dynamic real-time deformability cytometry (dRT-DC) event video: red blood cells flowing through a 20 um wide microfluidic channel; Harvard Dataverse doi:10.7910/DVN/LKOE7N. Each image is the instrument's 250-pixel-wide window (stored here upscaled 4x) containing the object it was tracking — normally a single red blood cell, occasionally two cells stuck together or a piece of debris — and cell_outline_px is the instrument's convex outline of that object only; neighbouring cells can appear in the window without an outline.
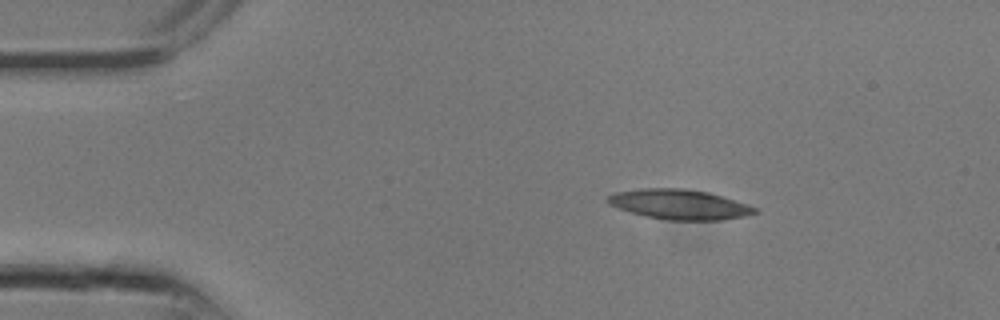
{"species": "common noctule bat (a hibernating species)", "species_latin": "Nyctalus noctula", "temperature_condition": "room temperature", "stored_images_in_passage": 9, "camera_frame_rate_fps": 3000, "um_per_image_px": 0.085, "animal": {"sex": "male", "body_mass_g": 13.3}, "frame": {"image": 1, "passage_image": 4, "time_ms": 1.0, "image_size_px": [1000, 320], "cell_outline_px": [[760, 212], [744, 216], [720, 220], [668, 220], [644, 216], [608, 204], [604, 200], [608, 196], [616, 192], [644, 188], [684, 188], [708, 192], [748, 204], [756, 208]], "centroid_in_image_um": [57.75, 17.37], "position_along_channel_um": 27.2, "area_um2": 25.61}}
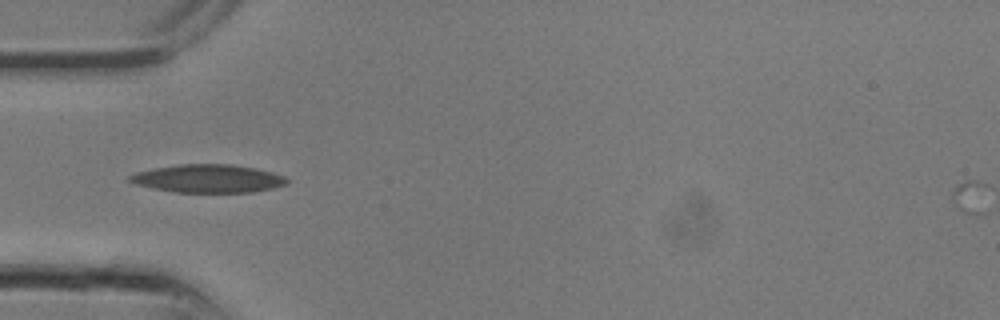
{"frame": {"image": 2, "passage_image": 8, "time_ms": 2.333, "image_size_px": [1000, 320], "cell_outline_px": [[288, 180], [284, 184], [272, 188], [252, 192], [176, 192], [136, 184], [128, 180], [128, 176], [136, 172], [152, 168], [180, 164], [228, 164], [256, 168], [272, 172], [284, 176]], "centroid_in_image_um": [17.67, 15.17], "position_along_channel_um": 67.3, "area_um2": 25.49}}